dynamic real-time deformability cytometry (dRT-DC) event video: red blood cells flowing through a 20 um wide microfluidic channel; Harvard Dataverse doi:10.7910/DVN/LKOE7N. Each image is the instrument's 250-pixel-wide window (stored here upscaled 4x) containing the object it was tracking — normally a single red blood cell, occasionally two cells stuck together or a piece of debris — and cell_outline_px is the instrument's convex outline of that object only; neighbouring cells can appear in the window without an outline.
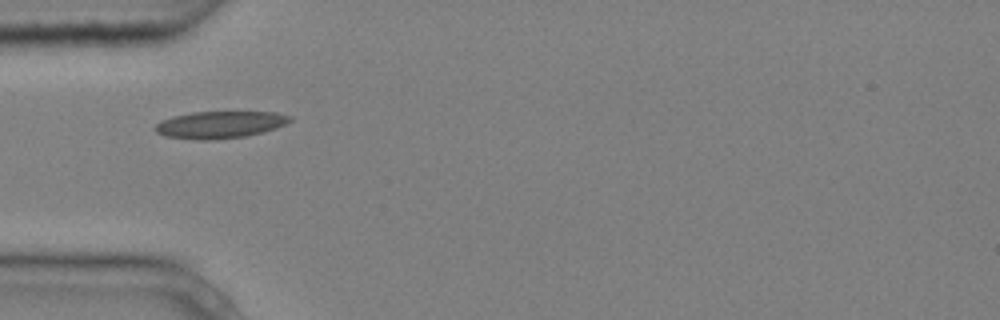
{"species": "common noctule bat (a hibernating species)", "species_latin": "Nyctalus noctula", "temperature_condition": "cold", "stored_images_in_passage": 6, "camera_frame_rate_fps": 3000, "um_per_image_px": 0.085, "animal": {"sex": "male", "body_mass_g": 20.4}, "frame": {"image": 1, "passage_image": 5, "time_ms": 1.333, "image_size_px": [1000, 320], "cell_outline_px": [[292, 120], [276, 128], [244, 136], [212, 140], [200, 140], [164, 136], [156, 132], [152, 128], [160, 120], [172, 116], [192, 112], [276, 112], [292, 116]], "centroid_in_image_um": [18.64, 10.59], "position_along_channel_um": 66.4, "area_um2": 21.27}}
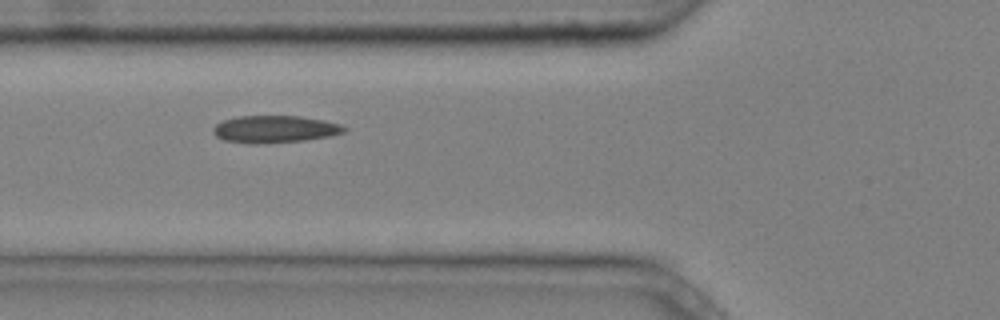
{"frame": {"image": 2, "passage_image": 6, "time_ms": 1.667, "image_size_px": [1000, 320], "cell_outline_px": [[348, 128], [344, 132], [328, 136], [304, 140], [260, 144], [252, 144], [224, 140], [216, 136], [212, 132], [212, 128], [216, 124], [224, 120], [240, 116], [300, 116], [324, 120], [340, 124]], "centroid_in_image_um": [23.34, 10.98], "position_along_channel_um": 102.5, "area_um2": 20.75}}